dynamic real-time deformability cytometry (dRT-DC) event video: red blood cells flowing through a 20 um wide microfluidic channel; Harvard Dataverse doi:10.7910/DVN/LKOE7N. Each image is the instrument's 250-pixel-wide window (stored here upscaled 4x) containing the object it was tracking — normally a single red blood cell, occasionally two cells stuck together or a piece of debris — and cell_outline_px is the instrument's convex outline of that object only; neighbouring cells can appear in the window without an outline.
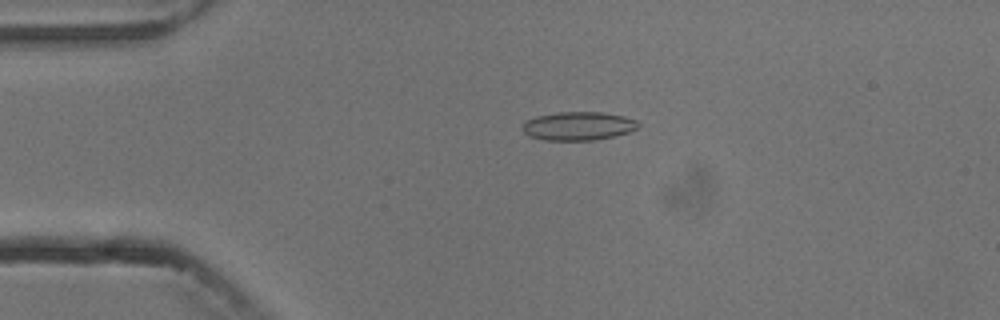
{"species": "common noctule bat (a hibernating species)", "species_latin": "Nyctalus noctula", "temperature_condition": "cold", "stored_images_in_passage": 3, "camera_frame_rate_fps": 3000, "um_per_image_px": 0.085, "animal": {"sex": "male", "body_mass_g": 13.3}, "frame": {"image": 1, "passage_image": 2, "time_ms": 1.333, "image_size_px": [1000, 320], "cell_outline_px": [[640, 124], [636, 128], [628, 132], [612, 136], [592, 140], [544, 140], [528, 136], [520, 128], [528, 120], [536, 116], [556, 112], [604, 112], [624, 116], [636, 120]], "centroid_in_image_um": [49.12, 10.7], "position_along_channel_um": 35.9, "area_um2": 19.19}}